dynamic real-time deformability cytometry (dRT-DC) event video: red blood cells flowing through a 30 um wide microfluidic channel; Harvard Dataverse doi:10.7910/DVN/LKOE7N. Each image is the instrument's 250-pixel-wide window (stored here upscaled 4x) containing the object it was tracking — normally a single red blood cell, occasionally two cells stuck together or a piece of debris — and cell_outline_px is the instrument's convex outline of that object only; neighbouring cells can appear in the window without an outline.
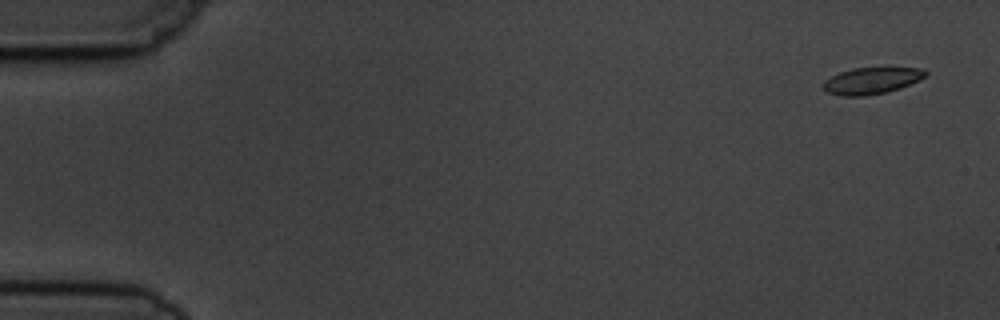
{"species": "common noctule bat (a hibernating species)", "species_latin": "Nyctalus noctula", "temperature_condition": "cold", "stored_images_in_passage": 5, "camera_frame_rate_fps": 3000, "um_per_image_px": 0.085, "animal": {"sex": "male", "body_mass_g": 19.5, "forearm_length_mm": 54.6}, "frame": {"image": 1, "passage_image": 1, "time_ms": 0.0, "image_size_px": [1000, 320], "cell_outline_px": [[928, 72], [920, 80], [900, 88], [888, 92], [864, 96], [840, 96], [828, 92], [824, 88], [824, 80], [840, 72], [852, 68], [924, 68]], "centroid_in_image_um": [74.1, 6.86], "position_along_channel_um": 10.9, "area_um2": 15.78}}
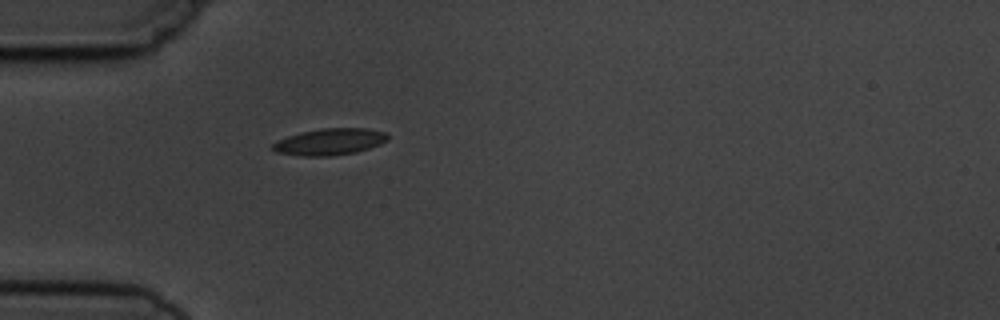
{"frame": {"image": 2, "passage_image": 5, "time_ms": 4.667, "image_size_px": [1000, 320], "cell_outline_px": [[388, 140], [380, 144], [356, 152], [332, 156], [300, 156], [276, 152], [272, 148], [272, 144], [288, 136], [300, 132], [320, 128], [364, 128], [384, 132], [388, 136]], "centroid_in_image_um": [28.02, 12.05], "position_along_channel_um": 57.0, "area_um2": 17.74}}